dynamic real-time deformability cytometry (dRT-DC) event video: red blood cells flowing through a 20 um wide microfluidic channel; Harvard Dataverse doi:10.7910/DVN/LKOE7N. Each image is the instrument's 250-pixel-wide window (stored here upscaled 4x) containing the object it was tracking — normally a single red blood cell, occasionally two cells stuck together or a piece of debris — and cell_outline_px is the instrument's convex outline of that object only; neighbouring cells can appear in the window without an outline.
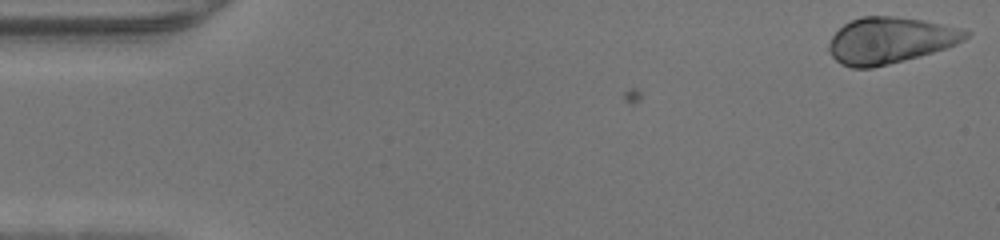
{"species": "human", "species_latin": "Homo sapiens", "temperature_condition": "warm", "stored_images_in_passage": 46, "camera_frame_rate_fps": 3000, "um_per_image_px": 0.085, "donor": {"sex": "male"}, "frame": {"image": 1, "passage_image": 1, "time_ms": 0.0, "image_size_px": [1000, 240], "cell_outline_px": [[972, 32], [964, 40], [956, 44], [920, 56], [872, 68], [852, 68], [840, 64], [828, 52], [828, 44], [832, 36], [844, 24], [860, 16], [892, 16], [924, 20], [960, 28]], "centroid_in_image_um": [75.63, 3.43], "position_along_channel_um": 9.4, "area_um2": 36.82}}
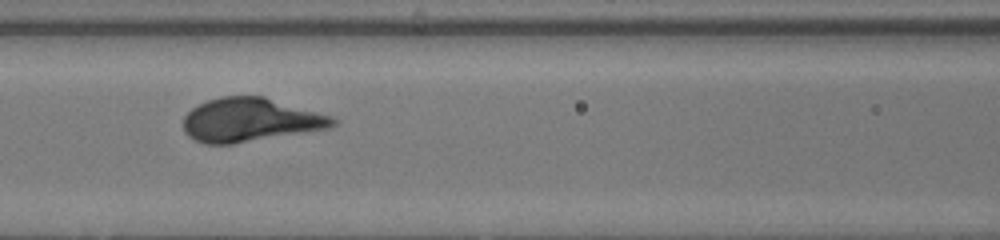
{"frame": {"image": 2, "passage_image": 20, "time_ms": 6.333, "image_size_px": [1000, 240], "cell_outline_px": [[340, 120], [332, 128], [232, 144], [204, 144], [188, 136], [184, 132], [184, 116], [192, 108], [208, 100], [220, 96], [264, 96], [332, 116]], "centroid_in_image_um": [21.3, 10.2], "position_along_channel_um": 145.3, "area_um2": 38.21}}
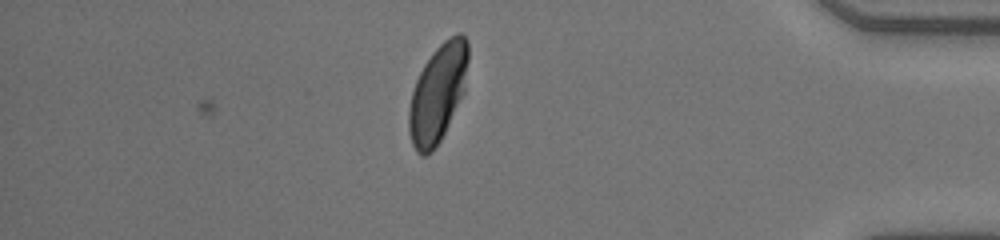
{"frame": {"image": 3, "passage_image": 40, "time_ms": 13.0, "image_size_px": [1000, 240], "cell_outline_px": [[468, 60], [464, 92], [440, 140], [432, 152], [424, 156], [420, 156], [416, 152], [412, 144], [408, 132], [408, 112], [412, 92], [416, 80], [424, 64], [432, 52], [444, 40], [456, 32], [460, 32], [468, 40]], "centroid_in_image_um": [37.2, 7.92], "position_along_channel_um": 398.0, "area_um2": 33.81}}